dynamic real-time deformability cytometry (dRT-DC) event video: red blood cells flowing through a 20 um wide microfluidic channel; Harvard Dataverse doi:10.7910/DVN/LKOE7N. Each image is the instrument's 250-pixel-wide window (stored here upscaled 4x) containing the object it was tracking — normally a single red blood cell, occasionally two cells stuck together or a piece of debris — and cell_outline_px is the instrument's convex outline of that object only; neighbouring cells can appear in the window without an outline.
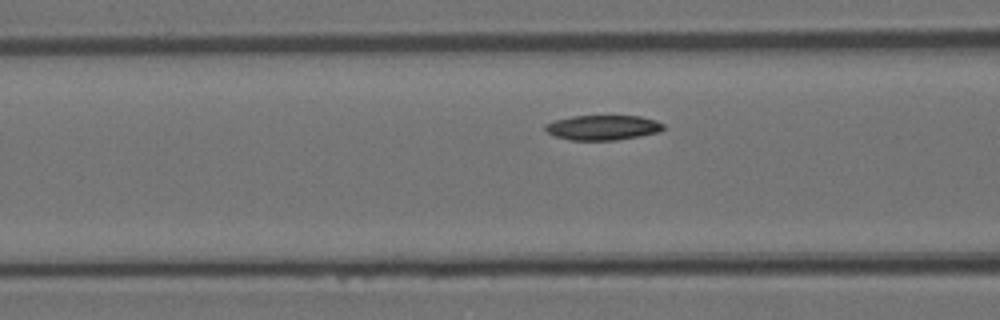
{"species": "Egyptian fruit bat (a non-hibernating species)", "species_latin": "Rousettus aegyptiacus", "temperature_condition": "room temperature", "stored_images_in_passage": 26, "camera_frame_rate_fps": 3000, "um_per_image_px": 0.085, "animal": {"sex": "female"}, "frame": {"image": 1, "passage_image": 8, "time_ms": 2.333, "image_size_px": [1000, 320], "cell_outline_px": [[664, 128], [660, 132], [640, 136], [616, 140], [568, 140], [556, 136], [548, 132], [544, 128], [544, 124], [556, 120], [572, 116], [640, 116], [656, 120], [664, 124]], "centroid_in_image_um": [51.26, 10.84], "position_along_channel_um": 115.3, "area_um2": 17.17}}
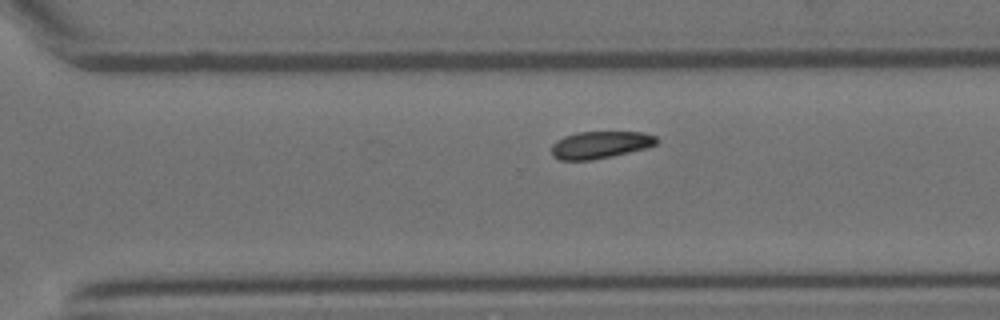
{"frame": {"image": 2, "passage_image": 22, "time_ms": 7.0, "image_size_px": [1000, 320], "cell_outline_px": [[660, 140], [656, 144], [648, 148], [612, 156], [592, 160], [560, 160], [552, 156], [552, 144], [556, 140], [564, 136], [576, 132], [644, 132], [656, 136]], "centroid_in_image_um": [51.04, 12.31], "position_along_channel_um": 319.6, "area_um2": 16.88}}